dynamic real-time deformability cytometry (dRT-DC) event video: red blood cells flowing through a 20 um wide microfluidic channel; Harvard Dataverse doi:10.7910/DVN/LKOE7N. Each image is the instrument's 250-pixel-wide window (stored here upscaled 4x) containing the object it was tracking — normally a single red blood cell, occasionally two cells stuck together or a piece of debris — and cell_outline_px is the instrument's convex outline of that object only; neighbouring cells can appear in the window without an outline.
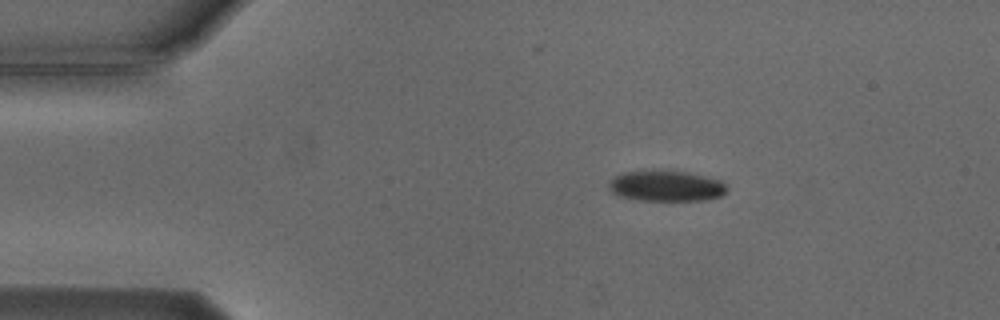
{"species": "Egyptian fruit bat (a non-hibernating species)", "species_latin": "Rousettus aegyptiacus", "temperature_condition": "cold", "stored_images_in_passage": 8, "camera_frame_rate_fps": 3000, "um_per_image_px": 0.085, "animal": {"sex": "male"}, "frame": {"image": 1, "passage_image": 2, "time_ms": 1.667, "image_size_px": [1000, 320], "cell_outline_px": [[728, 188], [720, 196], [704, 200], [640, 200], [620, 196], [612, 192], [608, 188], [608, 180], [624, 172], [664, 168], [688, 172], [720, 180]], "centroid_in_image_um": [56.58, 15.77], "position_along_channel_um": 28.4, "area_um2": 21.5}}
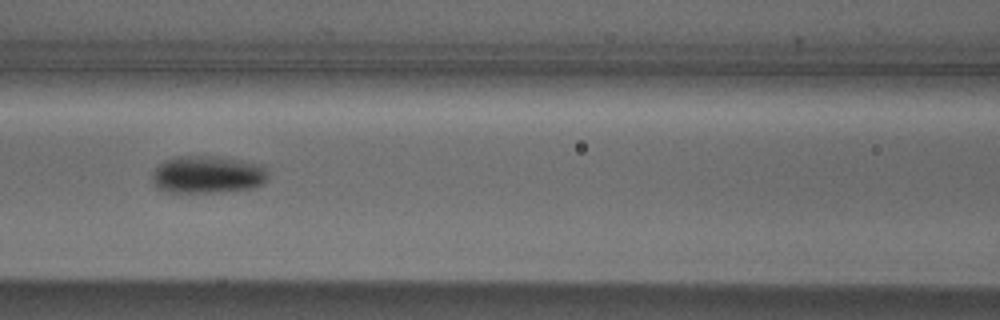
{"frame": {"image": 2, "passage_image": 6, "time_ms": 6.333, "image_size_px": [1000, 320], "cell_outline_px": [[268, 176], [260, 184], [252, 188], [216, 192], [168, 192], [156, 188], [152, 184], [152, 172], [164, 160], [172, 156], [212, 156], [240, 160], [260, 164], [264, 168]], "centroid_in_image_um": [17.56, 14.83], "position_along_channel_um": 149.0, "area_um2": 25.26}}
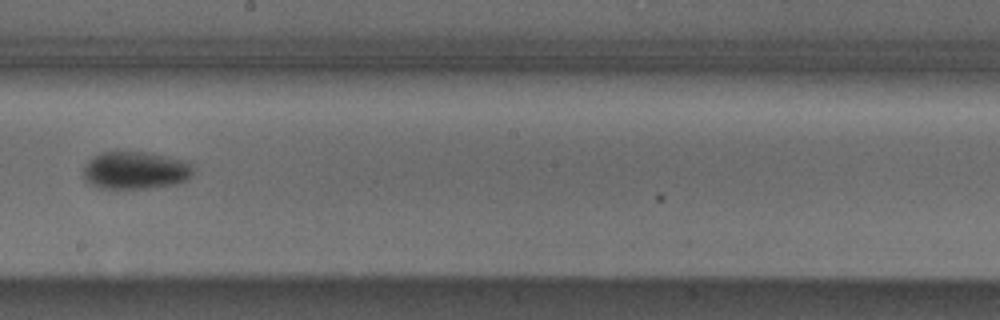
{"frame": {"image": 3, "passage_image": 8, "time_ms": 8.667, "image_size_px": [1000, 320], "cell_outline_px": [[196, 168], [184, 180], [176, 184], [148, 188], [96, 188], [88, 184], [84, 180], [84, 164], [92, 156], [100, 152], [144, 152], [184, 160]], "centroid_in_image_um": [11.44, 14.48], "position_along_channel_um": 236.8, "area_um2": 24.1}}